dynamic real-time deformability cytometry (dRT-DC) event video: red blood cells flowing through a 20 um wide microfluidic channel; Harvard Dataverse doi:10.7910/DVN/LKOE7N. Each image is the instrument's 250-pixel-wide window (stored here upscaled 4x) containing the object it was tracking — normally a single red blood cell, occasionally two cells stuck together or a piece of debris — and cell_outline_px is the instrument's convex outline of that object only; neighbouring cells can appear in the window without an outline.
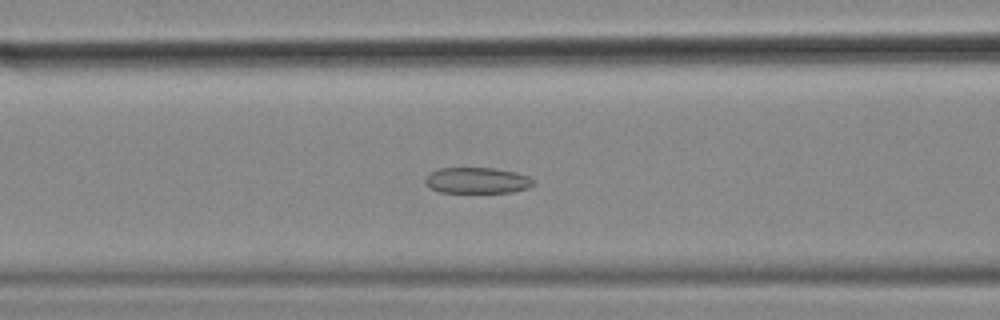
{"species": "common noctule bat (a hibernating species)", "species_latin": "Nyctalus noctula", "temperature_condition": "cold", "stored_images_in_passage": 57, "camera_frame_rate_fps": 3000, "um_per_image_px": 0.085, "animal": {"sex": "female", "body_mass_g": 18.4}, "frame": {"image": 1, "passage_image": 22, "time_ms": 7.0, "image_size_px": [1000, 320], "cell_outline_px": [[536, 184], [528, 188], [512, 192], [440, 192], [424, 184], [424, 180], [428, 172], [440, 168], [492, 168], [516, 172], [528, 176]], "centroid_in_image_um": [40.53, 15.33], "position_along_channel_um": 126.1, "area_um2": 16.42}}
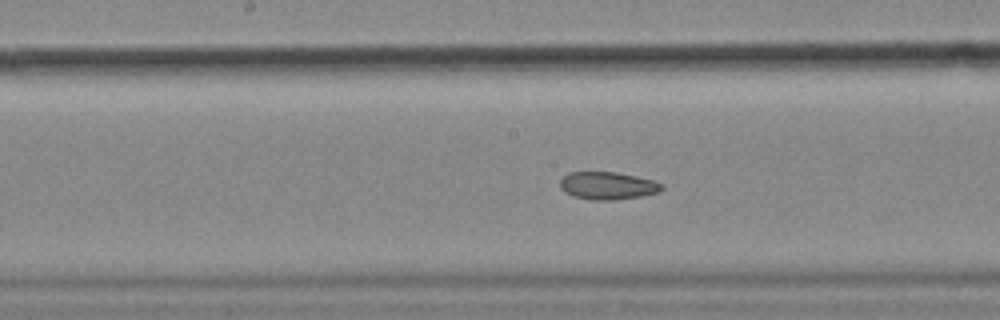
{"frame": {"image": 2, "passage_image": 28, "time_ms": 9.0, "image_size_px": [1000, 320], "cell_outline_px": [[664, 188], [660, 192], [640, 196], [616, 200], [592, 200], [572, 196], [564, 192], [560, 188], [560, 180], [568, 172], [616, 172], [636, 176], [652, 180], [664, 184]], "centroid_in_image_um": [51.65, 15.79], "position_along_channel_um": 196.6, "area_um2": 16.53}}
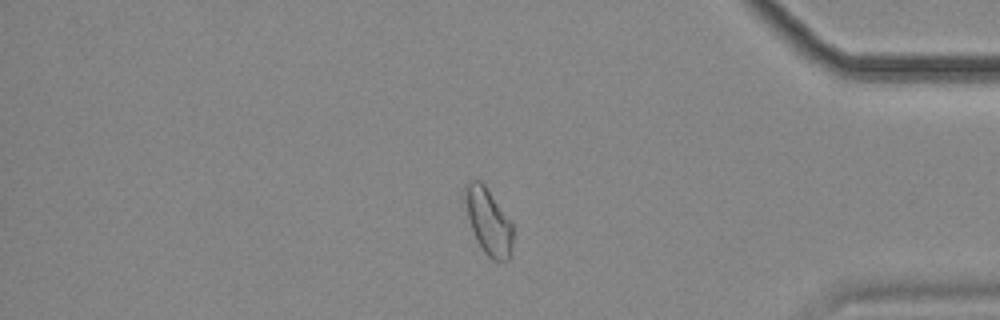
{"frame": {"image": 3, "passage_image": 47, "time_ms": 15.333, "image_size_px": [1000, 320], "cell_outline_px": [[512, 256], [508, 260], [492, 260], [484, 252], [476, 240], [468, 216], [464, 200], [468, 184], [472, 180], [480, 180], [484, 184], [512, 224]], "centroid_in_image_um": [41.53, 18.88], "position_along_channel_um": 393.7, "area_um2": 17.98}, "authors_computed_cell_mechanics": {"area_um2": 18.5538, "velocity_mm_per_s": 3.5419, "shape_relaxation_time_tau1_ms": null, "shape_relaxation_time_tau2_ms": 3.9636, "deformation_change_tau1": null, "deformation_change_tau2": 0.0849}}